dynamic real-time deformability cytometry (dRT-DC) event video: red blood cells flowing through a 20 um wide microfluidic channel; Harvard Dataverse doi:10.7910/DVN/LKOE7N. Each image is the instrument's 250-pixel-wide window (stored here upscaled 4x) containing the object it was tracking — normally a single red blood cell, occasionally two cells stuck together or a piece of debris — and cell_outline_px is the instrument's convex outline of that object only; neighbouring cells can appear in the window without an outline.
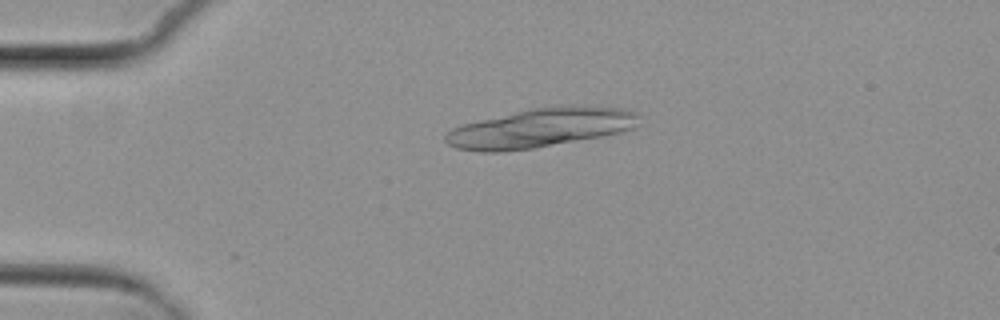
{"species": "common noctule bat (a hibernating species)", "species_latin": "Nyctalus noctula", "temperature_condition": "cold", "stored_images_in_passage": 4, "camera_frame_rate_fps": 3000, "um_per_image_px": 0.085, "animal": {"sex": "female", "body_mass_g": 29.2, "forearm_length_mm": 56.3}, "frame": {"image": 1, "passage_image": 3, "time_ms": 3.333, "image_size_px": [1000, 320], "cell_outline_px": [[640, 116], [632, 128], [620, 132], [600, 136], [532, 148], [500, 152], [480, 152], [456, 148], [448, 144], [444, 140], [444, 136], [452, 128], [464, 124], [480, 120], [532, 108], [564, 104], [620, 108], [636, 112]], "centroid_in_image_um": [45.92, 10.86], "position_along_channel_um": 39.1, "area_um2": 43.75}}